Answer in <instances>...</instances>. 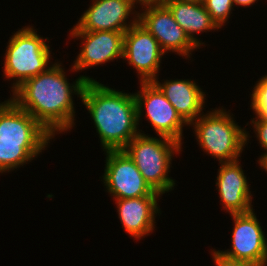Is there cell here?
Here are the masks:
<instances>
[{
    "label": "cell",
    "instance_id": "cell-1",
    "mask_svg": "<svg viewBox=\"0 0 267 266\" xmlns=\"http://www.w3.org/2000/svg\"><path fill=\"white\" fill-rule=\"evenodd\" d=\"M64 69L59 62L50 65L45 72L23 82L10 97L54 137L75 125L72 95L81 97L86 82L95 81L82 75L70 84Z\"/></svg>",
    "mask_w": 267,
    "mask_h": 266
},
{
    "label": "cell",
    "instance_id": "cell-2",
    "mask_svg": "<svg viewBox=\"0 0 267 266\" xmlns=\"http://www.w3.org/2000/svg\"><path fill=\"white\" fill-rule=\"evenodd\" d=\"M80 99L93 119L103 151L121 150L142 133L134 93L117 91L96 80L86 82Z\"/></svg>",
    "mask_w": 267,
    "mask_h": 266
},
{
    "label": "cell",
    "instance_id": "cell-3",
    "mask_svg": "<svg viewBox=\"0 0 267 266\" xmlns=\"http://www.w3.org/2000/svg\"><path fill=\"white\" fill-rule=\"evenodd\" d=\"M237 124L229 111L219 107L201 114L190 125H194L200 148L221 163L238 160L249 142L250 134Z\"/></svg>",
    "mask_w": 267,
    "mask_h": 266
},
{
    "label": "cell",
    "instance_id": "cell-4",
    "mask_svg": "<svg viewBox=\"0 0 267 266\" xmlns=\"http://www.w3.org/2000/svg\"><path fill=\"white\" fill-rule=\"evenodd\" d=\"M181 149L182 145L171 138L151 137L144 134V131L123 148L148 185L161 195L174 189L175 180L168 173L172 157L181 152Z\"/></svg>",
    "mask_w": 267,
    "mask_h": 266
},
{
    "label": "cell",
    "instance_id": "cell-5",
    "mask_svg": "<svg viewBox=\"0 0 267 266\" xmlns=\"http://www.w3.org/2000/svg\"><path fill=\"white\" fill-rule=\"evenodd\" d=\"M32 26H26L16 31L8 41L3 66V76L14 79L12 92L31 77L45 72L51 57L48 38L37 34Z\"/></svg>",
    "mask_w": 267,
    "mask_h": 266
},
{
    "label": "cell",
    "instance_id": "cell-6",
    "mask_svg": "<svg viewBox=\"0 0 267 266\" xmlns=\"http://www.w3.org/2000/svg\"><path fill=\"white\" fill-rule=\"evenodd\" d=\"M106 161L103 177L106 191L114 199L144 196H161L143 178L135 163L123 150H105Z\"/></svg>",
    "mask_w": 267,
    "mask_h": 266
},
{
    "label": "cell",
    "instance_id": "cell-7",
    "mask_svg": "<svg viewBox=\"0 0 267 266\" xmlns=\"http://www.w3.org/2000/svg\"><path fill=\"white\" fill-rule=\"evenodd\" d=\"M230 215L234 222L232 246L225 251L215 250V252L231 261L267 266V238L254 209L247 213Z\"/></svg>",
    "mask_w": 267,
    "mask_h": 266
},
{
    "label": "cell",
    "instance_id": "cell-8",
    "mask_svg": "<svg viewBox=\"0 0 267 266\" xmlns=\"http://www.w3.org/2000/svg\"><path fill=\"white\" fill-rule=\"evenodd\" d=\"M138 124L145 114L158 136H164L182 145L183 126H189L166 99L160 89L152 82H140V91L134 93ZM146 110L144 113L143 111ZM144 113V114H142Z\"/></svg>",
    "mask_w": 267,
    "mask_h": 266
},
{
    "label": "cell",
    "instance_id": "cell-9",
    "mask_svg": "<svg viewBox=\"0 0 267 266\" xmlns=\"http://www.w3.org/2000/svg\"><path fill=\"white\" fill-rule=\"evenodd\" d=\"M138 22L156 38L165 53L176 52L187 59L199 48L174 20L165 4L145 8L141 13L138 11Z\"/></svg>",
    "mask_w": 267,
    "mask_h": 266
},
{
    "label": "cell",
    "instance_id": "cell-10",
    "mask_svg": "<svg viewBox=\"0 0 267 266\" xmlns=\"http://www.w3.org/2000/svg\"><path fill=\"white\" fill-rule=\"evenodd\" d=\"M164 54L156 38L139 22L125 32L123 59L137 70L140 82H150L158 77Z\"/></svg>",
    "mask_w": 267,
    "mask_h": 266
},
{
    "label": "cell",
    "instance_id": "cell-11",
    "mask_svg": "<svg viewBox=\"0 0 267 266\" xmlns=\"http://www.w3.org/2000/svg\"><path fill=\"white\" fill-rule=\"evenodd\" d=\"M125 32L118 31H70L72 38L81 39L82 47L72 71L99 66L114 59L123 58ZM83 40V41H82Z\"/></svg>",
    "mask_w": 267,
    "mask_h": 266
},
{
    "label": "cell",
    "instance_id": "cell-12",
    "mask_svg": "<svg viewBox=\"0 0 267 266\" xmlns=\"http://www.w3.org/2000/svg\"><path fill=\"white\" fill-rule=\"evenodd\" d=\"M92 2L70 31L126 32L138 22V12L134 10L129 0H92ZM130 14L136 16L134 15L132 17L134 19L129 22L127 19Z\"/></svg>",
    "mask_w": 267,
    "mask_h": 266
},
{
    "label": "cell",
    "instance_id": "cell-13",
    "mask_svg": "<svg viewBox=\"0 0 267 266\" xmlns=\"http://www.w3.org/2000/svg\"><path fill=\"white\" fill-rule=\"evenodd\" d=\"M54 136L11 99L0 103V142L50 143Z\"/></svg>",
    "mask_w": 267,
    "mask_h": 266
},
{
    "label": "cell",
    "instance_id": "cell-14",
    "mask_svg": "<svg viewBox=\"0 0 267 266\" xmlns=\"http://www.w3.org/2000/svg\"><path fill=\"white\" fill-rule=\"evenodd\" d=\"M216 177L220 201L229 214L247 213L253 210L252 194L239 160L221 162Z\"/></svg>",
    "mask_w": 267,
    "mask_h": 266
},
{
    "label": "cell",
    "instance_id": "cell-15",
    "mask_svg": "<svg viewBox=\"0 0 267 266\" xmlns=\"http://www.w3.org/2000/svg\"><path fill=\"white\" fill-rule=\"evenodd\" d=\"M159 197L161 196L115 199L120 222L130 237L139 240L153 232L155 215L160 213L157 203Z\"/></svg>",
    "mask_w": 267,
    "mask_h": 266
},
{
    "label": "cell",
    "instance_id": "cell-16",
    "mask_svg": "<svg viewBox=\"0 0 267 266\" xmlns=\"http://www.w3.org/2000/svg\"><path fill=\"white\" fill-rule=\"evenodd\" d=\"M173 105L180 117L190 126L201 114L205 106V92L191 79L152 81ZM202 111V113H201Z\"/></svg>",
    "mask_w": 267,
    "mask_h": 266
},
{
    "label": "cell",
    "instance_id": "cell-17",
    "mask_svg": "<svg viewBox=\"0 0 267 266\" xmlns=\"http://www.w3.org/2000/svg\"><path fill=\"white\" fill-rule=\"evenodd\" d=\"M174 20L187 33L189 38L201 48L204 43L195 37V33L210 32L221 29L205 9L202 1L196 0H165Z\"/></svg>",
    "mask_w": 267,
    "mask_h": 266
},
{
    "label": "cell",
    "instance_id": "cell-18",
    "mask_svg": "<svg viewBox=\"0 0 267 266\" xmlns=\"http://www.w3.org/2000/svg\"><path fill=\"white\" fill-rule=\"evenodd\" d=\"M48 143L0 142V173L13 171L31 162Z\"/></svg>",
    "mask_w": 267,
    "mask_h": 266
},
{
    "label": "cell",
    "instance_id": "cell-19",
    "mask_svg": "<svg viewBox=\"0 0 267 266\" xmlns=\"http://www.w3.org/2000/svg\"><path fill=\"white\" fill-rule=\"evenodd\" d=\"M205 9L221 28L228 21L234 4L233 0H202Z\"/></svg>",
    "mask_w": 267,
    "mask_h": 266
},
{
    "label": "cell",
    "instance_id": "cell-20",
    "mask_svg": "<svg viewBox=\"0 0 267 266\" xmlns=\"http://www.w3.org/2000/svg\"><path fill=\"white\" fill-rule=\"evenodd\" d=\"M250 107L255 115L267 119V75L262 76L255 84Z\"/></svg>",
    "mask_w": 267,
    "mask_h": 266
},
{
    "label": "cell",
    "instance_id": "cell-21",
    "mask_svg": "<svg viewBox=\"0 0 267 266\" xmlns=\"http://www.w3.org/2000/svg\"><path fill=\"white\" fill-rule=\"evenodd\" d=\"M250 124L254 127V133L260 146L264 151L267 150V119L256 115L254 119H251Z\"/></svg>",
    "mask_w": 267,
    "mask_h": 266
},
{
    "label": "cell",
    "instance_id": "cell-22",
    "mask_svg": "<svg viewBox=\"0 0 267 266\" xmlns=\"http://www.w3.org/2000/svg\"><path fill=\"white\" fill-rule=\"evenodd\" d=\"M211 252L213 254L212 259L216 266H259L250 262L231 261L225 259L219 254H217L214 249Z\"/></svg>",
    "mask_w": 267,
    "mask_h": 266
},
{
    "label": "cell",
    "instance_id": "cell-23",
    "mask_svg": "<svg viewBox=\"0 0 267 266\" xmlns=\"http://www.w3.org/2000/svg\"><path fill=\"white\" fill-rule=\"evenodd\" d=\"M129 1L134 8H136L135 4L137 5L139 3L142 9L143 8L145 9V8L164 4L165 0H129Z\"/></svg>",
    "mask_w": 267,
    "mask_h": 266
},
{
    "label": "cell",
    "instance_id": "cell-24",
    "mask_svg": "<svg viewBox=\"0 0 267 266\" xmlns=\"http://www.w3.org/2000/svg\"><path fill=\"white\" fill-rule=\"evenodd\" d=\"M256 1L258 0H233L234 6H243V7H248L253 5Z\"/></svg>",
    "mask_w": 267,
    "mask_h": 266
},
{
    "label": "cell",
    "instance_id": "cell-25",
    "mask_svg": "<svg viewBox=\"0 0 267 266\" xmlns=\"http://www.w3.org/2000/svg\"><path fill=\"white\" fill-rule=\"evenodd\" d=\"M265 151H266V152H264V153L260 156V158H259V160H258L257 162L259 163L260 167H261L262 169H264L265 172H267V150H265Z\"/></svg>",
    "mask_w": 267,
    "mask_h": 266
}]
</instances>
